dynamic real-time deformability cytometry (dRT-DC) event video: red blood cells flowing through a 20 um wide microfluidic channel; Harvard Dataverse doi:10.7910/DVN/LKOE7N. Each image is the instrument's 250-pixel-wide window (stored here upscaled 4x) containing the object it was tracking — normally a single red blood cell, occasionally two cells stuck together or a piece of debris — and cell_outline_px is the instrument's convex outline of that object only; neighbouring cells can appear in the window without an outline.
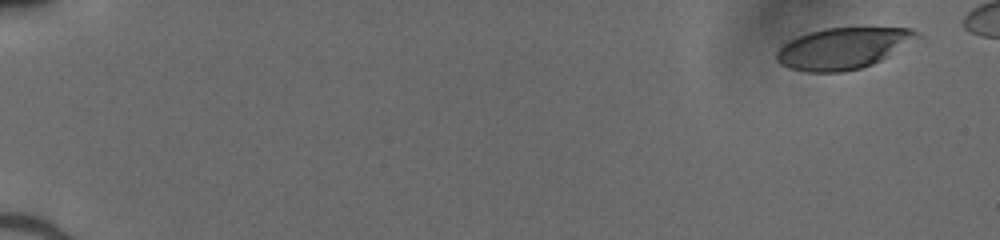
{"species": "human", "species_latin": "Homo sapiens", "temperature_condition": "cold", "stored_images_in_passage": 49, "camera_frame_rate_fps": 3000, "um_per_image_px": 0.085, "donor": {"sex": "male"}, "frame": {"image": 1, "passage_image": 1, "time_ms": 0.0, "image_size_px": [1000, 240], "cell_outline_px": [[920, 36], [880, 60], [872, 64], [860, 68], [840, 72], [808, 72], [788, 68], [780, 64], [776, 60], [776, 52], [784, 44], [808, 32], [824, 28], [908, 28], [920, 32]], "centroid_in_image_um": [71.61, 4.11], "position_along_channel_um": 13.4, "area_um2": 33.23}}
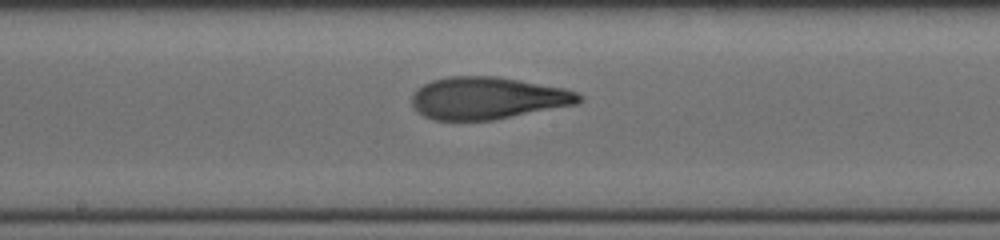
{"frame": {"image": 2, "passage_image": 28, "time_ms": 9.0, "image_size_px": [1000, 240], "cell_outline_px": [[584, 96], [576, 104], [492, 120], [436, 120], [424, 116], [412, 104], [412, 96], [416, 88], [432, 80], [448, 76], [496, 76], [564, 88], [576, 92]], "centroid_in_image_um": [41.43, 8.33], "position_along_channel_um": 206.8, "area_um2": 40.81}}
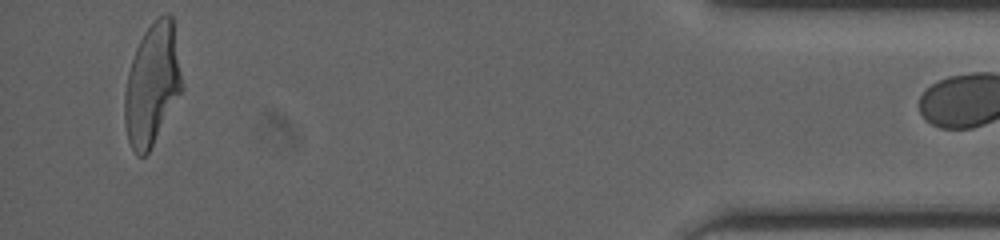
{"frame": {"image": 3, "passage_image": 48, "time_ms": 15.667, "image_size_px": [1000, 240], "cell_outline_px": [[184, 88], [148, 152], [144, 156], [136, 156], [128, 140], [124, 120], [124, 92], [128, 72], [136, 48], [144, 32], [164, 12], [168, 12], [172, 16], [184, 84]], "centroid_in_image_um": [12.95, 7.17], "position_along_channel_um": 422.3, "area_um2": 40.58}}